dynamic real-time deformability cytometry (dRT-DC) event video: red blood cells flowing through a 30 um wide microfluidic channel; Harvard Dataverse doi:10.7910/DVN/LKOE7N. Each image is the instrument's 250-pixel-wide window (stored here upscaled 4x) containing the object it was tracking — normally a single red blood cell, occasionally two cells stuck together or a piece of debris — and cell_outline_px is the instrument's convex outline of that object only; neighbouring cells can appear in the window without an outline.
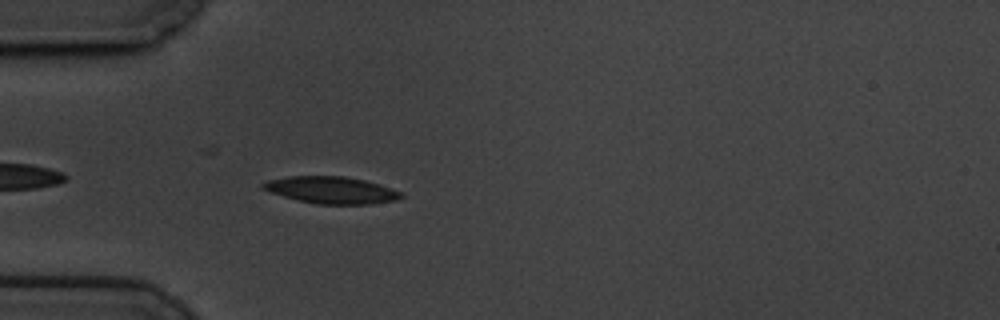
{"species": "common noctule bat (a hibernating species)", "species_latin": "Nyctalus noctula", "temperature_condition": "cold", "stored_images_in_passage": 34, "camera_frame_rate_fps": 3000, "um_per_image_px": 0.085, "animal": {"sex": "male", "body_mass_g": 19.5, "forearm_length_mm": 54.6}, "frame": {"image": 1, "passage_image": 4, "time_ms": 1.0, "image_size_px": [1000, 320], "cell_outline_px": [[404, 196], [396, 200], [368, 204], [316, 204], [284, 196], [260, 188], [260, 184], [268, 180], [288, 176], [344, 176], [364, 180], [380, 184], [400, 192]], "centroid_in_image_um": [28.15, 16.15], "position_along_channel_um": 56.9, "area_um2": 21.5}}
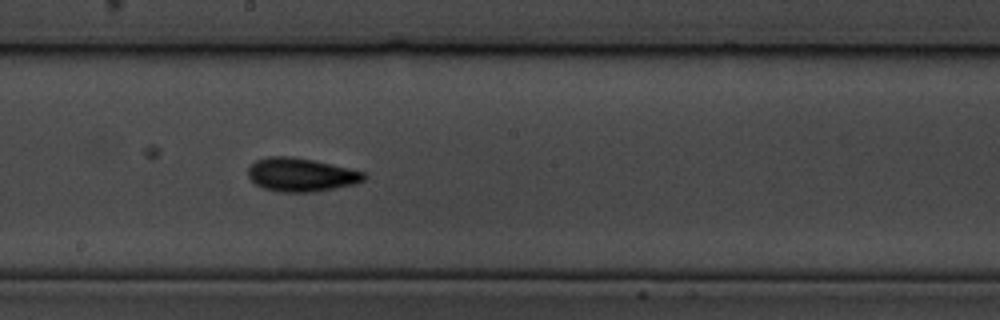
{"frame": {"image": 2, "passage_image": 19, "time_ms": 6.0, "image_size_px": [1000, 320], "cell_outline_px": [[368, 176], [364, 180], [356, 184], [312, 192], [276, 192], [264, 188], [256, 184], [248, 176], [248, 168], [256, 160], [268, 156], [292, 156], [312, 160], [348, 168], [364, 172]], "centroid_in_image_um": [25.58, 14.85], "position_along_channel_um": 222.6, "area_um2": 22.6}}
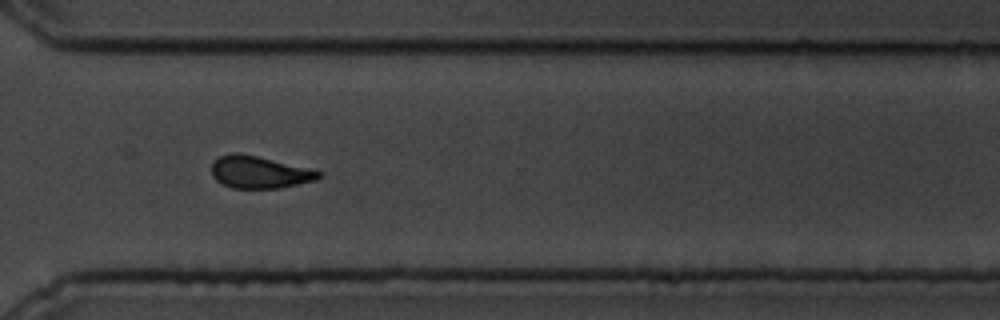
{"frame": {"image": 3, "passage_image": 30, "time_ms": 9.667, "image_size_px": [1000, 320], "cell_outline_px": [[324, 176], [316, 180], [280, 188], [232, 188], [216, 180], [212, 176], [212, 164], [220, 156], [236, 152], [240, 152], [308, 168], [324, 172]], "centroid_in_image_um": [22.08, 14.64], "position_along_channel_um": 348.5, "area_um2": 20.06}, "authors_computed_cell_mechanics": {"area_um2": 21.5305, "velocity_mm_per_s": 3.4368, "shape_relaxation_time_tau1_ms": 2.7749, "shape_relaxation_time_tau2_ms": 3.9088, "deformation_change_tau1": 0.1044, "deformation_change_tau2": 0.0932}}